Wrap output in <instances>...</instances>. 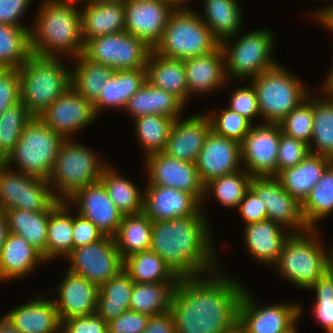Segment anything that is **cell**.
<instances>
[{
	"instance_id": "b9f144b4",
	"label": "cell",
	"mask_w": 333,
	"mask_h": 333,
	"mask_svg": "<svg viewBox=\"0 0 333 333\" xmlns=\"http://www.w3.org/2000/svg\"><path fill=\"white\" fill-rule=\"evenodd\" d=\"M67 205V206H66ZM68 202L62 201L49 215L47 225L46 261L64 258L73 250V215Z\"/></svg>"
},
{
	"instance_id": "74e56055",
	"label": "cell",
	"mask_w": 333,
	"mask_h": 333,
	"mask_svg": "<svg viewBox=\"0 0 333 333\" xmlns=\"http://www.w3.org/2000/svg\"><path fill=\"white\" fill-rule=\"evenodd\" d=\"M178 282L133 283L130 310L157 316L170 311L172 295Z\"/></svg>"
},
{
	"instance_id": "7dc6e473",
	"label": "cell",
	"mask_w": 333,
	"mask_h": 333,
	"mask_svg": "<svg viewBox=\"0 0 333 333\" xmlns=\"http://www.w3.org/2000/svg\"><path fill=\"white\" fill-rule=\"evenodd\" d=\"M136 133L145 156L163 152L174 119L163 115L149 114L135 118Z\"/></svg>"
},
{
	"instance_id": "7c38bea8",
	"label": "cell",
	"mask_w": 333,
	"mask_h": 333,
	"mask_svg": "<svg viewBox=\"0 0 333 333\" xmlns=\"http://www.w3.org/2000/svg\"><path fill=\"white\" fill-rule=\"evenodd\" d=\"M10 169L0 164V211H46L58 201L47 180Z\"/></svg>"
},
{
	"instance_id": "d590c367",
	"label": "cell",
	"mask_w": 333,
	"mask_h": 333,
	"mask_svg": "<svg viewBox=\"0 0 333 333\" xmlns=\"http://www.w3.org/2000/svg\"><path fill=\"white\" fill-rule=\"evenodd\" d=\"M133 281L123 269L99 287L96 314L106 322L130 310Z\"/></svg>"
},
{
	"instance_id": "836d02e7",
	"label": "cell",
	"mask_w": 333,
	"mask_h": 333,
	"mask_svg": "<svg viewBox=\"0 0 333 333\" xmlns=\"http://www.w3.org/2000/svg\"><path fill=\"white\" fill-rule=\"evenodd\" d=\"M146 68L114 71L101 96L93 103L95 114L105 108H123L129 99L145 84ZM103 109V110H102Z\"/></svg>"
},
{
	"instance_id": "e7e4bbea",
	"label": "cell",
	"mask_w": 333,
	"mask_h": 333,
	"mask_svg": "<svg viewBox=\"0 0 333 333\" xmlns=\"http://www.w3.org/2000/svg\"><path fill=\"white\" fill-rule=\"evenodd\" d=\"M9 233L7 221L4 213L0 211V253L1 249L3 247L4 241L7 238V235Z\"/></svg>"
},
{
	"instance_id": "f6af8a7d",
	"label": "cell",
	"mask_w": 333,
	"mask_h": 333,
	"mask_svg": "<svg viewBox=\"0 0 333 333\" xmlns=\"http://www.w3.org/2000/svg\"><path fill=\"white\" fill-rule=\"evenodd\" d=\"M31 55L30 28L0 23V66L19 69Z\"/></svg>"
},
{
	"instance_id": "6f0895ef",
	"label": "cell",
	"mask_w": 333,
	"mask_h": 333,
	"mask_svg": "<svg viewBox=\"0 0 333 333\" xmlns=\"http://www.w3.org/2000/svg\"><path fill=\"white\" fill-rule=\"evenodd\" d=\"M107 322L96 313L61 322V333H106Z\"/></svg>"
},
{
	"instance_id": "e575fe53",
	"label": "cell",
	"mask_w": 333,
	"mask_h": 333,
	"mask_svg": "<svg viewBox=\"0 0 333 333\" xmlns=\"http://www.w3.org/2000/svg\"><path fill=\"white\" fill-rule=\"evenodd\" d=\"M204 14L201 20L210 29L214 39L221 44L234 38L241 30L242 15L236 0H204Z\"/></svg>"
},
{
	"instance_id": "cb8c5ba5",
	"label": "cell",
	"mask_w": 333,
	"mask_h": 333,
	"mask_svg": "<svg viewBox=\"0 0 333 333\" xmlns=\"http://www.w3.org/2000/svg\"><path fill=\"white\" fill-rule=\"evenodd\" d=\"M174 120L164 153L175 159L195 163L211 130L207 115H195Z\"/></svg>"
},
{
	"instance_id": "753ad0ef",
	"label": "cell",
	"mask_w": 333,
	"mask_h": 333,
	"mask_svg": "<svg viewBox=\"0 0 333 333\" xmlns=\"http://www.w3.org/2000/svg\"><path fill=\"white\" fill-rule=\"evenodd\" d=\"M68 1H76V2H81L82 1V4L84 2V0H68Z\"/></svg>"
},
{
	"instance_id": "bcb514c9",
	"label": "cell",
	"mask_w": 333,
	"mask_h": 333,
	"mask_svg": "<svg viewBox=\"0 0 333 333\" xmlns=\"http://www.w3.org/2000/svg\"><path fill=\"white\" fill-rule=\"evenodd\" d=\"M252 178L253 176L245 169L214 178L205 185V195L212 190L213 197L223 206L238 208L246 192L250 189Z\"/></svg>"
},
{
	"instance_id": "277c9868",
	"label": "cell",
	"mask_w": 333,
	"mask_h": 333,
	"mask_svg": "<svg viewBox=\"0 0 333 333\" xmlns=\"http://www.w3.org/2000/svg\"><path fill=\"white\" fill-rule=\"evenodd\" d=\"M57 58L32 54L18 69L20 102L33 117H39L71 86V68Z\"/></svg>"
},
{
	"instance_id": "6125c7cd",
	"label": "cell",
	"mask_w": 333,
	"mask_h": 333,
	"mask_svg": "<svg viewBox=\"0 0 333 333\" xmlns=\"http://www.w3.org/2000/svg\"><path fill=\"white\" fill-rule=\"evenodd\" d=\"M141 333H176L172 312L150 316L146 329Z\"/></svg>"
},
{
	"instance_id": "4316f807",
	"label": "cell",
	"mask_w": 333,
	"mask_h": 333,
	"mask_svg": "<svg viewBox=\"0 0 333 333\" xmlns=\"http://www.w3.org/2000/svg\"><path fill=\"white\" fill-rule=\"evenodd\" d=\"M21 333H60L61 322L54 300L34 298L3 316Z\"/></svg>"
},
{
	"instance_id": "7402d4cb",
	"label": "cell",
	"mask_w": 333,
	"mask_h": 333,
	"mask_svg": "<svg viewBox=\"0 0 333 333\" xmlns=\"http://www.w3.org/2000/svg\"><path fill=\"white\" fill-rule=\"evenodd\" d=\"M200 205L192 194L171 187L147 185L143 192V212L153 222L192 216Z\"/></svg>"
},
{
	"instance_id": "db71d44e",
	"label": "cell",
	"mask_w": 333,
	"mask_h": 333,
	"mask_svg": "<svg viewBox=\"0 0 333 333\" xmlns=\"http://www.w3.org/2000/svg\"><path fill=\"white\" fill-rule=\"evenodd\" d=\"M227 108L245 116L251 122L256 116H260L257 94L253 84L249 87H240L233 91Z\"/></svg>"
},
{
	"instance_id": "003e7915",
	"label": "cell",
	"mask_w": 333,
	"mask_h": 333,
	"mask_svg": "<svg viewBox=\"0 0 333 333\" xmlns=\"http://www.w3.org/2000/svg\"><path fill=\"white\" fill-rule=\"evenodd\" d=\"M323 86V93L333 96V65Z\"/></svg>"
},
{
	"instance_id": "5b68a950",
	"label": "cell",
	"mask_w": 333,
	"mask_h": 333,
	"mask_svg": "<svg viewBox=\"0 0 333 333\" xmlns=\"http://www.w3.org/2000/svg\"><path fill=\"white\" fill-rule=\"evenodd\" d=\"M318 234L317 229L291 233L275 264L281 276L305 290L329 270V254L321 245Z\"/></svg>"
},
{
	"instance_id": "816d5d0a",
	"label": "cell",
	"mask_w": 333,
	"mask_h": 333,
	"mask_svg": "<svg viewBox=\"0 0 333 333\" xmlns=\"http://www.w3.org/2000/svg\"><path fill=\"white\" fill-rule=\"evenodd\" d=\"M308 290L316 292L313 315L326 329L333 333V272L327 271Z\"/></svg>"
},
{
	"instance_id": "680465c9",
	"label": "cell",
	"mask_w": 333,
	"mask_h": 333,
	"mask_svg": "<svg viewBox=\"0 0 333 333\" xmlns=\"http://www.w3.org/2000/svg\"><path fill=\"white\" fill-rule=\"evenodd\" d=\"M103 237V233L90 220L78 213L73 216V249L97 242Z\"/></svg>"
},
{
	"instance_id": "2e32d148",
	"label": "cell",
	"mask_w": 333,
	"mask_h": 333,
	"mask_svg": "<svg viewBox=\"0 0 333 333\" xmlns=\"http://www.w3.org/2000/svg\"><path fill=\"white\" fill-rule=\"evenodd\" d=\"M302 311L297 303L260 308L252 295L244 289L238 307V323L248 333H282L297 323Z\"/></svg>"
},
{
	"instance_id": "60d3db41",
	"label": "cell",
	"mask_w": 333,
	"mask_h": 333,
	"mask_svg": "<svg viewBox=\"0 0 333 333\" xmlns=\"http://www.w3.org/2000/svg\"><path fill=\"white\" fill-rule=\"evenodd\" d=\"M99 181L103 184L109 198L123 215L143 212V193L126 177L115 169L106 166Z\"/></svg>"
},
{
	"instance_id": "603a6c76",
	"label": "cell",
	"mask_w": 333,
	"mask_h": 333,
	"mask_svg": "<svg viewBox=\"0 0 333 333\" xmlns=\"http://www.w3.org/2000/svg\"><path fill=\"white\" fill-rule=\"evenodd\" d=\"M65 274L58 287V299H54L60 322L94 314L99 287L85 277L68 270Z\"/></svg>"
},
{
	"instance_id": "4fadbf2b",
	"label": "cell",
	"mask_w": 333,
	"mask_h": 333,
	"mask_svg": "<svg viewBox=\"0 0 333 333\" xmlns=\"http://www.w3.org/2000/svg\"><path fill=\"white\" fill-rule=\"evenodd\" d=\"M66 258L71 263L68 271L85 277L98 287L124 269V260L110 236L74 248Z\"/></svg>"
},
{
	"instance_id": "9c48e42d",
	"label": "cell",
	"mask_w": 333,
	"mask_h": 333,
	"mask_svg": "<svg viewBox=\"0 0 333 333\" xmlns=\"http://www.w3.org/2000/svg\"><path fill=\"white\" fill-rule=\"evenodd\" d=\"M255 88L260 116L265 123H280L309 94L299 78L276 64L250 79Z\"/></svg>"
},
{
	"instance_id": "8fae6325",
	"label": "cell",
	"mask_w": 333,
	"mask_h": 333,
	"mask_svg": "<svg viewBox=\"0 0 333 333\" xmlns=\"http://www.w3.org/2000/svg\"><path fill=\"white\" fill-rule=\"evenodd\" d=\"M151 50L143 40L122 31L87 40L82 55L89 61L121 71L145 68Z\"/></svg>"
},
{
	"instance_id": "1f68e13d",
	"label": "cell",
	"mask_w": 333,
	"mask_h": 333,
	"mask_svg": "<svg viewBox=\"0 0 333 333\" xmlns=\"http://www.w3.org/2000/svg\"><path fill=\"white\" fill-rule=\"evenodd\" d=\"M61 202L58 200L46 211L32 212L21 209L2 211L6 217L9 233L23 237L42 255L45 261L49 215Z\"/></svg>"
},
{
	"instance_id": "f35d334b",
	"label": "cell",
	"mask_w": 333,
	"mask_h": 333,
	"mask_svg": "<svg viewBox=\"0 0 333 333\" xmlns=\"http://www.w3.org/2000/svg\"><path fill=\"white\" fill-rule=\"evenodd\" d=\"M71 69V87L81 96L94 103L102 94L105 84L114 70L107 65L89 61L83 55Z\"/></svg>"
},
{
	"instance_id": "c3c4849f",
	"label": "cell",
	"mask_w": 333,
	"mask_h": 333,
	"mask_svg": "<svg viewBox=\"0 0 333 333\" xmlns=\"http://www.w3.org/2000/svg\"><path fill=\"white\" fill-rule=\"evenodd\" d=\"M32 117L21 102L0 114V158L3 161L13 152L25 125Z\"/></svg>"
},
{
	"instance_id": "9a60e30c",
	"label": "cell",
	"mask_w": 333,
	"mask_h": 333,
	"mask_svg": "<svg viewBox=\"0 0 333 333\" xmlns=\"http://www.w3.org/2000/svg\"><path fill=\"white\" fill-rule=\"evenodd\" d=\"M147 185L171 187L192 194L201 204L205 185L201 182L195 163L175 159L164 152L146 156Z\"/></svg>"
},
{
	"instance_id": "89a4df30",
	"label": "cell",
	"mask_w": 333,
	"mask_h": 333,
	"mask_svg": "<svg viewBox=\"0 0 333 333\" xmlns=\"http://www.w3.org/2000/svg\"><path fill=\"white\" fill-rule=\"evenodd\" d=\"M163 1L170 3L175 8H179V7L183 8V6H184L183 3L185 2V4H186V2L189 0H163Z\"/></svg>"
},
{
	"instance_id": "7a4b0ae2",
	"label": "cell",
	"mask_w": 333,
	"mask_h": 333,
	"mask_svg": "<svg viewBox=\"0 0 333 333\" xmlns=\"http://www.w3.org/2000/svg\"><path fill=\"white\" fill-rule=\"evenodd\" d=\"M201 211L152 224L150 250L158 254L179 278L218 270L213 238Z\"/></svg>"
},
{
	"instance_id": "f5cc1de1",
	"label": "cell",
	"mask_w": 333,
	"mask_h": 333,
	"mask_svg": "<svg viewBox=\"0 0 333 333\" xmlns=\"http://www.w3.org/2000/svg\"><path fill=\"white\" fill-rule=\"evenodd\" d=\"M310 152L309 145L281 132L277 156V175L298 165Z\"/></svg>"
},
{
	"instance_id": "8c879c8a",
	"label": "cell",
	"mask_w": 333,
	"mask_h": 333,
	"mask_svg": "<svg viewBox=\"0 0 333 333\" xmlns=\"http://www.w3.org/2000/svg\"><path fill=\"white\" fill-rule=\"evenodd\" d=\"M295 323L290 327V328H288L286 331H284V332H282V333H297L296 332V327H295Z\"/></svg>"
},
{
	"instance_id": "ba28073f",
	"label": "cell",
	"mask_w": 333,
	"mask_h": 333,
	"mask_svg": "<svg viewBox=\"0 0 333 333\" xmlns=\"http://www.w3.org/2000/svg\"><path fill=\"white\" fill-rule=\"evenodd\" d=\"M63 140L39 117H32L4 163H15L21 173L48 181Z\"/></svg>"
},
{
	"instance_id": "a7ac6f4b",
	"label": "cell",
	"mask_w": 333,
	"mask_h": 333,
	"mask_svg": "<svg viewBox=\"0 0 333 333\" xmlns=\"http://www.w3.org/2000/svg\"><path fill=\"white\" fill-rule=\"evenodd\" d=\"M227 333H248L238 322Z\"/></svg>"
},
{
	"instance_id": "11a10c76",
	"label": "cell",
	"mask_w": 333,
	"mask_h": 333,
	"mask_svg": "<svg viewBox=\"0 0 333 333\" xmlns=\"http://www.w3.org/2000/svg\"><path fill=\"white\" fill-rule=\"evenodd\" d=\"M20 102L19 70L3 68L0 71V114Z\"/></svg>"
},
{
	"instance_id": "7bdbcfd3",
	"label": "cell",
	"mask_w": 333,
	"mask_h": 333,
	"mask_svg": "<svg viewBox=\"0 0 333 333\" xmlns=\"http://www.w3.org/2000/svg\"><path fill=\"white\" fill-rule=\"evenodd\" d=\"M313 133L310 152L333 160V96L313 97ZM315 142V144H314ZM313 143V144H312ZM316 145V147H313ZM316 148V149H315Z\"/></svg>"
},
{
	"instance_id": "be15d7a7",
	"label": "cell",
	"mask_w": 333,
	"mask_h": 333,
	"mask_svg": "<svg viewBox=\"0 0 333 333\" xmlns=\"http://www.w3.org/2000/svg\"><path fill=\"white\" fill-rule=\"evenodd\" d=\"M322 8L317 13H314L315 18L324 25V27H328L329 30L333 33V5Z\"/></svg>"
},
{
	"instance_id": "9f6ffc18",
	"label": "cell",
	"mask_w": 333,
	"mask_h": 333,
	"mask_svg": "<svg viewBox=\"0 0 333 333\" xmlns=\"http://www.w3.org/2000/svg\"><path fill=\"white\" fill-rule=\"evenodd\" d=\"M149 318L147 314L128 310L107 322V327L112 333H141L146 329Z\"/></svg>"
},
{
	"instance_id": "ffe728a7",
	"label": "cell",
	"mask_w": 333,
	"mask_h": 333,
	"mask_svg": "<svg viewBox=\"0 0 333 333\" xmlns=\"http://www.w3.org/2000/svg\"><path fill=\"white\" fill-rule=\"evenodd\" d=\"M241 164L243 165L241 144L220 136L212 130L207 134L195 162L200 180L204 185L214 178L241 170Z\"/></svg>"
},
{
	"instance_id": "ee69618b",
	"label": "cell",
	"mask_w": 333,
	"mask_h": 333,
	"mask_svg": "<svg viewBox=\"0 0 333 333\" xmlns=\"http://www.w3.org/2000/svg\"><path fill=\"white\" fill-rule=\"evenodd\" d=\"M301 209L309 229H317L316 223L333 212V162L301 204Z\"/></svg>"
},
{
	"instance_id": "30bf717a",
	"label": "cell",
	"mask_w": 333,
	"mask_h": 333,
	"mask_svg": "<svg viewBox=\"0 0 333 333\" xmlns=\"http://www.w3.org/2000/svg\"><path fill=\"white\" fill-rule=\"evenodd\" d=\"M228 40L220 44L225 55L227 79H253L278 64L271 57L275 39L267 29L246 33L232 47Z\"/></svg>"
},
{
	"instance_id": "8d00e7d4",
	"label": "cell",
	"mask_w": 333,
	"mask_h": 333,
	"mask_svg": "<svg viewBox=\"0 0 333 333\" xmlns=\"http://www.w3.org/2000/svg\"><path fill=\"white\" fill-rule=\"evenodd\" d=\"M153 221L144 213L123 215L113 237L123 260L150 249Z\"/></svg>"
},
{
	"instance_id": "ac0fdd59",
	"label": "cell",
	"mask_w": 333,
	"mask_h": 333,
	"mask_svg": "<svg viewBox=\"0 0 333 333\" xmlns=\"http://www.w3.org/2000/svg\"><path fill=\"white\" fill-rule=\"evenodd\" d=\"M250 189L265 204L268 220L293 229V233L309 230L303 218L301 204L283 188L276 176L253 177Z\"/></svg>"
},
{
	"instance_id": "91938a15",
	"label": "cell",
	"mask_w": 333,
	"mask_h": 333,
	"mask_svg": "<svg viewBox=\"0 0 333 333\" xmlns=\"http://www.w3.org/2000/svg\"><path fill=\"white\" fill-rule=\"evenodd\" d=\"M237 209H239L245 225L268 219L265 204L251 189L246 192Z\"/></svg>"
},
{
	"instance_id": "f1b7e54d",
	"label": "cell",
	"mask_w": 333,
	"mask_h": 333,
	"mask_svg": "<svg viewBox=\"0 0 333 333\" xmlns=\"http://www.w3.org/2000/svg\"><path fill=\"white\" fill-rule=\"evenodd\" d=\"M332 162L328 157L309 153L298 165L282 170L276 177L283 188L302 204Z\"/></svg>"
},
{
	"instance_id": "2644e50d",
	"label": "cell",
	"mask_w": 333,
	"mask_h": 333,
	"mask_svg": "<svg viewBox=\"0 0 333 333\" xmlns=\"http://www.w3.org/2000/svg\"><path fill=\"white\" fill-rule=\"evenodd\" d=\"M328 261H329V271L333 272V249H331V253H329L328 255Z\"/></svg>"
},
{
	"instance_id": "44dd1931",
	"label": "cell",
	"mask_w": 333,
	"mask_h": 333,
	"mask_svg": "<svg viewBox=\"0 0 333 333\" xmlns=\"http://www.w3.org/2000/svg\"><path fill=\"white\" fill-rule=\"evenodd\" d=\"M66 202L78 204L77 213L90 220L104 236L114 237L123 214L109 198L100 181L78 189Z\"/></svg>"
},
{
	"instance_id": "d4e9b609",
	"label": "cell",
	"mask_w": 333,
	"mask_h": 333,
	"mask_svg": "<svg viewBox=\"0 0 333 333\" xmlns=\"http://www.w3.org/2000/svg\"><path fill=\"white\" fill-rule=\"evenodd\" d=\"M81 10L82 39L125 31L124 0H84Z\"/></svg>"
},
{
	"instance_id": "52a82bcc",
	"label": "cell",
	"mask_w": 333,
	"mask_h": 333,
	"mask_svg": "<svg viewBox=\"0 0 333 333\" xmlns=\"http://www.w3.org/2000/svg\"><path fill=\"white\" fill-rule=\"evenodd\" d=\"M219 45L198 13L176 8L153 50L163 57L186 60L209 54Z\"/></svg>"
},
{
	"instance_id": "6da1fadb",
	"label": "cell",
	"mask_w": 333,
	"mask_h": 333,
	"mask_svg": "<svg viewBox=\"0 0 333 333\" xmlns=\"http://www.w3.org/2000/svg\"><path fill=\"white\" fill-rule=\"evenodd\" d=\"M218 274L180 278L170 308L176 333H227L238 322L245 287Z\"/></svg>"
},
{
	"instance_id": "4dcf8cb0",
	"label": "cell",
	"mask_w": 333,
	"mask_h": 333,
	"mask_svg": "<svg viewBox=\"0 0 333 333\" xmlns=\"http://www.w3.org/2000/svg\"><path fill=\"white\" fill-rule=\"evenodd\" d=\"M42 255L23 237L8 233L0 253V280L26 277L38 264Z\"/></svg>"
},
{
	"instance_id": "5bb4252c",
	"label": "cell",
	"mask_w": 333,
	"mask_h": 333,
	"mask_svg": "<svg viewBox=\"0 0 333 333\" xmlns=\"http://www.w3.org/2000/svg\"><path fill=\"white\" fill-rule=\"evenodd\" d=\"M281 128L278 123L252 125L241 143V162L253 177L277 176Z\"/></svg>"
},
{
	"instance_id": "681fc988",
	"label": "cell",
	"mask_w": 333,
	"mask_h": 333,
	"mask_svg": "<svg viewBox=\"0 0 333 333\" xmlns=\"http://www.w3.org/2000/svg\"><path fill=\"white\" fill-rule=\"evenodd\" d=\"M294 108L280 123L283 133L309 145L313 133V97Z\"/></svg>"
},
{
	"instance_id": "8992f818",
	"label": "cell",
	"mask_w": 333,
	"mask_h": 333,
	"mask_svg": "<svg viewBox=\"0 0 333 333\" xmlns=\"http://www.w3.org/2000/svg\"><path fill=\"white\" fill-rule=\"evenodd\" d=\"M97 156L91 148L73 141L72 137L63 140L48 179L58 200L66 201L78 189L99 181L107 165L101 163Z\"/></svg>"
},
{
	"instance_id": "f546056e",
	"label": "cell",
	"mask_w": 333,
	"mask_h": 333,
	"mask_svg": "<svg viewBox=\"0 0 333 333\" xmlns=\"http://www.w3.org/2000/svg\"><path fill=\"white\" fill-rule=\"evenodd\" d=\"M145 68L149 84L172 93L186 106L189 97L183 60L163 57L152 49Z\"/></svg>"
},
{
	"instance_id": "d6a6232c",
	"label": "cell",
	"mask_w": 333,
	"mask_h": 333,
	"mask_svg": "<svg viewBox=\"0 0 333 333\" xmlns=\"http://www.w3.org/2000/svg\"><path fill=\"white\" fill-rule=\"evenodd\" d=\"M184 107V104L172 93L154 87L146 81L129 99L125 110L130 113L133 119L156 114L175 120L182 116Z\"/></svg>"
},
{
	"instance_id": "3957f363",
	"label": "cell",
	"mask_w": 333,
	"mask_h": 333,
	"mask_svg": "<svg viewBox=\"0 0 333 333\" xmlns=\"http://www.w3.org/2000/svg\"><path fill=\"white\" fill-rule=\"evenodd\" d=\"M76 1L45 0L30 28L32 54L55 57L61 53L74 58L82 55L81 11ZM73 55V56H72Z\"/></svg>"
},
{
	"instance_id": "94428289",
	"label": "cell",
	"mask_w": 333,
	"mask_h": 333,
	"mask_svg": "<svg viewBox=\"0 0 333 333\" xmlns=\"http://www.w3.org/2000/svg\"><path fill=\"white\" fill-rule=\"evenodd\" d=\"M30 3L31 0H0V23L26 27L22 25L20 19Z\"/></svg>"
},
{
	"instance_id": "f907efd6",
	"label": "cell",
	"mask_w": 333,
	"mask_h": 333,
	"mask_svg": "<svg viewBox=\"0 0 333 333\" xmlns=\"http://www.w3.org/2000/svg\"><path fill=\"white\" fill-rule=\"evenodd\" d=\"M210 120L211 130L226 138L242 143L245 136L253 125L248 118L226 108L220 114L207 113Z\"/></svg>"
},
{
	"instance_id": "83f0119b",
	"label": "cell",
	"mask_w": 333,
	"mask_h": 333,
	"mask_svg": "<svg viewBox=\"0 0 333 333\" xmlns=\"http://www.w3.org/2000/svg\"><path fill=\"white\" fill-rule=\"evenodd\" d=\"M244 243L247 251L259 262L275 265L282 246L292 232H282V226L272 220L249 223L244 227Z\"/></svg>"
},
{
	"instance_id": "d6986e66",
	"label": "cell",
	"mask_w": 333,
	"mask_h": 333,
	"mask_svg": "<svg viewBox=\"0 0 333 333\" xmlns=\"http://www.w3.org/2000/svg\"><path fill=\"white\" fill-rule=\"evenodd\" d=\"M96 117L93 103L71 86L39 116L63 139H70L71 134L89 126Z\"/></svg>"
},
{
	"instance_id": "e0dca14e",
	"label": "cell",
	"mask_w": 333,
	"mask_h": 333,
	"mask_svg": "<svg viewBox=\"0 0 333 333\" xmlns=\"http://www.w3.org/2000/svg\"><path fill=\"white\" fill-rule=\"evenodd\" d=\"M124 5L125 31L154 49L176 8L163 0H124Z\"/></svg>"
},
{
	"instance_id": "484cf974",
	"label": "cell",
	"mask_w": 333,
	"mask_h": 333,
	"mask_svg": "<svg viewBox=\"0 0 333 333\" xmlns=\"http://www.w3.org/2000/svg\"><path fill=\"white\" fill-rule=\"evenodd\" d=\"M183 64L186 71L188 96L193 92L207 93L217 90L228 80L225 55L220 45L209 54L183 60Z\"/></svg>"
},
{
	"instance_id": "03108f58",
	"label": "cell",
	"mask_w": 333,
	"mask_h": 333,
	"mask_svg": "<svg viewBox=\"0 0 333 333\" xmlns=\"http://www.w3.org/2000/svg\"><path fill=\"white\" fill-rule=\"evenodd\" d=\"M0 318V333H21L14 328L3 316Z\"/></svg>"
},
{
	"instance_id": "34e18365",
	"label": "cell",
	"mask_w": 333,
	"mask_h": 333,
	"mask_svg": "<svg viewBox=\"0 0 333 333\" xmlns=\"http://www.w3.org/2000/svg\"><path fill=\"white\" fill-rule=\"evenodd\" d=\"M4 163V161L0 158V164Z\"/></svg>"
},
{
	"instance_id": "ab89813d",
	"label": "cell",
	"mask_w": 333,
	"mask_h": 333,
	"mask_svg": "<svg viewBox=\"0 0 333 333\" xmlns=\"http://www.w3.org/2000/svg\"><path fill=\"white\" fill-rule=\"evenodd\" d=\"M124 270L136 283L178 282L180 278L154 251L133 254L124 260Z\"/></svg>"
}]
</instances>
